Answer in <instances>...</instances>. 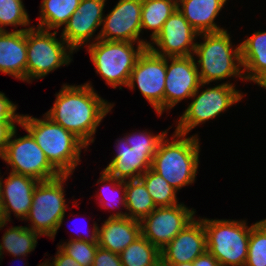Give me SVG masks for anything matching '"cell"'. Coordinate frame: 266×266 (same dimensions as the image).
I'll return each mask as SVG.
<instances>
[{
	"mask_svg": "<svg viewBox=\"0 0 266 266\" xmlns=\"http://www.w3.org/2000/svg\"><path fill=\"white\" fill-rule=\"evenodd\" d=\"M207 251L203 222L196 218L180 231L162 250V264L193 262Z\"/></svg>",
	"mask_w": 266,
	"mask_h": 266,
	"instance_id": "e0dca14e",
	"label": "cell"
},
{
	"mask_svg": "<svg viewBox=\"0 0 266 266\" xmlns=\"http://www.w3.org/2000/svg\"><path fill=\"white\" fill-rule=\"evenodd\" d=\"M55 96L53 106L45 115L89 146L95 140L97 127L114 104L101 98L90 82L84 85L63 84Z\"/></svg>",
	"mask_w": 266,
	"mask_h": 266,
	"instance_id": "6da1fadb",
	"label": "cell"
},
{
	"mask_svg": "<svg viewBox=\"0 0 266 266\" xmlns=\"http://www.w3.org/2000/svg\"><path fill=\"white\" fill-rule=\"evenodd\" d=\"M92 266H123L117 253L98 247Z\"/></svg>",
	"mask_w": 266,
	"mask_h": 266,
	"instance_id": "d590c367",
	"label": "cell"
},
{
	"mask_svg": "<svg viewBox=\"0 0 266 266\" xmlns=\"http://www.w3.org/2000/svg\"><path fill=\"white\" fill-rule=\"evenodd\" d=\"M157 266H166V265H164V264H162V263L160 262Z\"/></svg>",
	"mask_w": 266,
	"mask_h": 266,
	"instance_id": "bcb514c9",
	"label": "cell"
},
{
	"mask_svg": "<svg viewBox=\"0 0 266 266\" xmlns=\"http://www.w3.org/2000/svg\"><path fill=\"white\" fill-rule=\"evenodd\" d=\"M140 179L146 185L156 207H169L179 203L177 200L178 191L152 168L145 171Z\"/></svg>",
	"mask_w": 266,
	"mask_h": 266,
	"instance_id": "f1b7e54d",
	"label": "cell"
},
{
	"mask_svg": "<svg viewBox=\"0 0 266 266\" xmlns=\"http://www.w3.org/2000/svg\"><path fill=\"white\" fill-rule=\"evenodd\" d=\"M7 224L8 222H6L5 220V215L3 211V205H2V198L0 194V230L3 229V227H5Z\"/></svg>",
	"mask_w": 266,
	"mask_h": 266,
	"instance_id": "60d3db41",
	"label": "cell"
},
{
	"mask_svg": "<svg viewBox=\"0 0 266 266\" xmlns=\"http://www.w3.org/2000/svg\"><path fill=\"white\" fill-rule=\"evenodd\" d=\"M240 47L244 78L256 83L266 74V31L254 32Z\"/></svg>",
	"mask_w": 266,
	"mask_h": 266,
	"instance_id": "603a6c76",
	"label": "cell"
},
{
	"mask_svg": "<svg viewBox=\"0 0 266 266\" xmlns=\"http://www.w3.org/2000/svg\"><path fill=\"white\" fill-rule=\"evenodd\" d=\"M97 229V243L102 249L120 254L141 236L140 222L129 217H108Z\"/></svg>",
	"mask_w": 266,
	"mask_h": 266,
	"instance_id": "ffe728a7",
	"label": "cell"
},
{
	"mask_svg": "<svg viewBox=\"0 0 266 266\" xmlns=\"http://www.w3.org/2000/svg\"><path fill=\"white\" fill-rule=\"evenodd\" d=\"M142 0H119L103 17L102 28L92 42L98 39L119 42H137L148 47L149 42L140 39Z\"/></svg>",
	"mask_w": 266,
	"mask_h": 266,
	"instance_id": "4fadbf2b",
	"label": "cell"
},
{
	"mask_svg": "<svg viewBox=\"0 0 266 266\" xmlns=\"http://www.w3.org/2000/svg\"><path fill=\"white\" fill-rule=\"evenodd\" d=\"M21 121H0V158L4 154L11 134Z\"/></svg>",
	"mask_w": 266,
	"mask_h": 266,
	"instance_id": "8d00e7d4",
	"label": "cell"
},
{
	"mask_svg": "<svg viewBox=\"0 0 266 266\" xmlns=\"http://www.w3.org/2000/svg\"><path fill=\"white\" fill-rule=\"evenodd\" d=\"M101 177L97 181L96 184L104 183L102 188L100 189V194L96 196V198H100L99 203H101L102 208H114L116 209L118 205L126 208V200H125V181H121L111 175H109L104 169L100 173ZM105 183H107L105 185ZM112 192V193H111ZM121 192V193H120ZM123 192V193H122ZM115 196H114V194ZM120 196V197H119ZM118 197V198H116ZM115 198V199H113ZM112 201V202H111ZM118 201V202H117ZM118 203V205H116ZM115 204V205H114Z\"/></svg>",
	"mask_w": 266,
	"mask_h": 266,
	"instance_id": "f546056e",
	"label": "cell"
},
{
	"mask_svg": "<svg viewBox=\"0 0 266 266\" xmlns=\"http://www.w3.org/2000/svg\"><path fill=\"white\" fill-rule=\"evenodd\" d=\"M260 222L266 227V219H262Z\"/></svg>",
	"mask_w": 266,
	"mask_h": 266,
	"instance_id": "f6af8a7d",
	"label": "cell"
},
{
	"mask_svg": "<svg viewBox=\"0 0 266 266\" xmlns=\"http://www.w3.org/2000/svg\"><path fill=\"white\" fill-rule=\"evenodd\" d=\"M70 175L39 181L33 192L32 205L25 221H30L28 228L40 236L54 239L61 227L68 208L65 199L64 182Z\"/></svg>",
	"mask_w": 266,
	"mask_h": 266,
	"instance_id": "52a82bcc",
	"label": "cell"
},
{
	"mask_svg": "<svg viewBox=\"0 0 266 266\" xmlns=\"http://www.w3.org/2000/svg\"><path fill=\"white\" fill-rule=\"evenodd\" d=\"M245 266H266V227L260 221L251 225Z\"/></svg>",
	"mask_w": 266,
	"mask_h": 266,
	"instance_id": "4dcf8cb0",
	"label": "cell"
},
{
	"mask_svg": "<svg viewBox=\"0 0 266 266\" xmlns=\"http://www.w3.org/2000/svg\"><path fill=\"white\" fill-rule=\"evenodd\" d=\"M81 0H43L37 28L56 31L77 11Z\"/></svg>",
	"mask_w": 266,
	"mask_h": 266,
	"instance_id": "d4e9b609",
	"label": "cell"
},
{
	"mask_svg": "<svg viewBox=\"0 0 266 266\" xmlns=\"http://www.w3.org/2000/svg\"><path fill=\"white\" fill-rule=\"evenodd\" d=\"M160 134L154 135L151 132L142 131L138 133L126 134L124 137L128 145L137 152H149L153 157L156 154L160 141L166 136L167 130Z\"/></svg>",
	"mask_w": 266,
	"mask_h": 266,
	"instance_id": "836d02e7",
	"label": "cell"
},
{
	"mask_svg": "<svg viewBox=\"0 0 266 266\" xmlns=\"http://www.w3.org/2000/svg\"><path fill=\"white\" fill-rule=\"evenodd\" d=\"M165 80L166 57L146 47L138 57L126 87L134 90L137 85L143 97L161 116L164 112Z\"/></svg>",
	"mask_w": 266,
	"mask_h": 266,
	"instance_id": "8fae6325",
	"label": "cell"
},
{
	"mask_svg": "<svg viewBox=\"0 0 266 266\" xmlns=\"http://www.w3.org/2000/svg\"><path fill=\"white\" fill-rule=\"evenodd\" d=\"M117 153L104 170L121 180L138 179L152 167L153 156L149 152H137L131 149L125 138L116 143Z\"/></svg>",
	"mask_w": 266,
	"mask_h": 266,
	"instance_id": "44dd1931",
	"label": "cell"
},
{
	"mask_svg": "<svg viewBox=\"0 0 266 266\" xmlns=\"http://www.w3.org/2000/svg\"><path fill=\"white\" fill-rule=\"evenodd\" d=\"M228 0H177V8L188 23L200 34L219 32L214 20Z\"/></svg>",
	"mask_w": 266,
	"mask_h": 266,
	"instance_id": "7402d4cb",
	"label": "cell"
},
{
	"mask_svg": "<svg viewBox=\"0 0 266 266\" xmlns=\"http://www.w3.org/2000/svg\"><path fill=\"white\" fill-rule=\"evenodd\" d=\"M26 132L27 135L18 138L17 129H14L1 159L10 165L11 172L27 175L38 181L59 177L61 174L47 160L30 132L27 130Z\"/></svg>",
	"mask_w": 266,
	"mask_h": 266,
	"instance_id": "30bf717a",
	"label": "cell"
},
{
	"mask_svg": "<svg viewBox=\"0 0 266 266\" xmlns=\"http://www.w3.org/2000/svg\"><path fill=\"white\" fill-rule=\"evenodd\" d=\"M166 266H194L193 262L180 263V264H164Z\"/></svg>",
	"mask_w": 266,
	"mask_h": 266,
	"instance_id": "7bdbcfd3",
	"label": "cell"
},
{
	"mask_svg": "<svg viewBox=\"0 0 266 266\" xmlns=\"http://www.w3.org/2000/svg\"><path fill=\"white\" fill-rule=\"evenodd\" d=\"M174 132L171 142L166 136L160 141L152 160V169L179 191L195 182L199 165L198 135Z\"/></svg>",
	"mask_w": 266,
	"mask_h": 266,
	"instance_id": "3957f363",
	"label": "cell"
},
{
	"mask_svg": "<svg viewBox=\"0 0 266 266\" xmlns=\"http://www.w3.org/2000/svg\"><path fill=\"white\" fill-rule=\"evenodd\" d=\"M0 32V72L26 82L27 30Z\"/></svg>",
	"mask_w": 266,
	"mask_h": 266,
	"instance_id": "d6986e66",
	"label": "cell"
},
{
	"mask_svg": "<svg viewBox=\"0 0 266 266\" xmlns=\"http://www.w3.org/2000/svg\"><path fill=\"white\" fill-rule=\"evenodd\" d=\"M176 9L177 0H142L141 30H152V41Z\"/></svg>",
	"mask_w": 266,
	"mask_h": 266,
	"instance_id": "4316f807",
	"label": "cell"
},
{
	"mask_svg": "<svg viewBox=\"0 0 266 266\" xmlns=\"http://www.w3.org/2000/svg\"><path fill=\"white\" fill-rule=\"evenodd\" d=\"M17 108V105L0 91V121H21V114L16 113Z\"/></svg>",
	"mask_w": 266,
	"mask_h": 266,
	"instance_id": "e575fe53",
	"label": "cell"
},
{
	"mask_svg": "<svg viewBox=\"0 0 266 266\" xmlns=\"http://www.w3.org/2000/svg\"><path fill=\"white\" fill-rule=\"evenodd\" d=\"M97 229H98V224H96V222L93 224V230L91 236L88 238V236L85 238L83 237V235L81 236H76V238H72L71 240H84L86 242H90V243H97Z\"/></svg>",
	"mask_w": 266,
	"mask_h": 266,
	"instance_id": "ab89813d",
	"label": "cell"
},
{
	"mask_svg": "<svg viewBox=\"0 0 266 266\" xmlns=\"http://www.w3.org/2000/svg\"><path fill=\"white\" fill-rule=\"evenodd\" d=\"M255 84L266 89V74H264Z\"/></svg>",
	"mask_w": 266,
	"mask_h": 266,
	"instance_id": "b9f144b4",
	"label": "cell"
},
{
	"mask_svg": "<svg viewBox=\"0 0 266 266\" xmlns=\"http://www.w3.org/2000/svg\"><path fill=\"white\" fill-rule=\"evenodd\" d=\"M49 261H51V260L47 259L46 261L42 262V264L40 263L38 266H52Z\"/></svg>",
	"mask_w": 266,
	"mask_h": 266,
	"instance_id": "ee69618b",
	"label": "cell"
},
{
	"mask_svg": "<svg viewBox=\"0 0 266 266\" xmlns=\"http://www.w3.org/2000/svg\"><path fill=\"white\" fill-rule=\"evenodd\" d=\"M43 119L21 114L20 126L29 131L47 160L61 175H73L80 163L81 150L88 146L45 114Z\"/></svg>",
	"mask_w": 266,
	"mask_h": 266,
	"instance_id": "7a4b0ae2",
	"label": "cell"
},
{
	"mask_svg": "<svg viewBox=\"0 0 266 266\" xmlns=\"http://www.w3.org/2000/svg\"><path fill=\"white\" fill-rule=\"evenodd\" d=\"M198 35L177 8L164 22L152 43L149 41L148 48L163 57L192 56Z\"/></svg>",
	"mask_w": 266,
	"mask_h": 266,
	"instance_id": "5bb4252c",
	"label": "cell"
},
{
	"mask_svg": "<svg viewBox=\"0 0 266 266\" xmlns=\"http://www.w3.org/2000/svg\"><path fill=\"white\" fill-rule=\"evenodd\" d=\"M125 200L126 208L124 209L129 212L120 211L109 217L127 216L140 221L157 208L146 185L140 178L125 181Z\"/></svg>",
	"mask_w": 266,
	"mask_h": 266,
	"instance_id": "cb8c5ba5",
	"label": "cell"
},
{
	"mask_svg": "<svg viewBox=\"0 0 266 266\" xmlns=\"http://www.w3.org/2000/svg\"><path fill=\"white\" fill-rule=\"evenodd\" d=\"M119 256L123 266H157L161 262L160 250L142 235Z\"/></svg>",
	"mask_w": 266,
	"mask_h": 266,
	"instance_id": "83f0119b",
	"label": "cell"
},
{
	"mask_svg": "<svg viewBox=\"0 0 266 266\" xmlns=\"http://www.w3.org/2000/svg\"><path fill=\"white\" fill-rule=\"evenodd\" d=\"M57 33L56 30L52 33L35 26L27 30V83L42 79L59 67L71 63L74 50L62 37L58 40Z\"/></svg>",
	"mask_w": 266,
	"mask_h": 266,
	"instance_id": "ba28073f",
	"label": "cell"
},
{
	"mask_svg": "<svg viewBox=\"0 0 266 266\" xmlns=\"http://www.w3.org/2000/svg\"><path fill=\"white\" fill-rule=\"evenodd\" d=\"M135 43L98 39L86 46L96 73L114 89L127 86L137 59L146 48L141 43L134 47Z\"/></svg>",
	"mask_w": 266,
	"mask_h": 266,
	"instance_id": "8992f818",
	"label": "cell"
},
{
	"mask_svg": "<svg viewBox=\"0 0 266 266\" xmlns=\"http://www.w3.org/2000/svg\"><path fill=\"white\" fill-rule=\"evenodd\" d=\"M204 85L207 83H201L191 96L193 101L179 116L175 132L187 135L196 126L216 118L243 98V93L235 89V85L230 82L221 83L215 87H207L202 92L199 91L201 87H205Z\"/></svg>",
	"mask_w": 266,
	"mask_h": 266,
	"instance_id": "9c48e42d",
	"label": "cell"
},
{
	"mask_svg": "<svg viewBox=\"0 0 266 266\" xmlns=\"http://www.w3.org/2000/svg\"><path fill=\"white\" fill-rule=\"evenodd\" d=\"M98 243H90L84 240H69L61 242L58 248L67 256L72 257L81 266H92Z\"/></svg>",
	"mask_w": 266,
	"mask_h": 266,
	"instance_id": "d6a6232c",
	"label": "cell"
},
{
	"mask_svg": "<svg viewBox=\"0 0 266 266\" xmlns=\"http://www.w3.org/2000/svg\"><path fill=\"white\" fill-rule=\"evenodd\" d=\"M1 176V175H0ZM0 177V194L6 222L11 221V212L20 220H25L32 205L33 192L38 180L22 174L10 172L5 178Z\"/></svg>",
	"mask_w": 266,
	"mask_h": 266,
	"instance_id": "ac0fdd59",
	"label": "cell"
},
{
	"mask_svg": "<svg viewBox=\"0 0 266 266\" xmlns=\"http://www.w3.org/2000/svg\"><path fill=\"white\" fill-rule=\"evenodd\" d=\"M107 0H81L65 24L61 36L76 52L83 45H89L98 27L102 26L104 6ZM88 43V44H87Z\"/></svg>",
	"mask_w": 266,
	"mask_h": 266,
	"instance_id": "2e32d148",
	"label": "cell"
},
{
	"mask_svg": "<svg viewBox=\"0 0 266 266\" xmlns=\"http://www.w3.org/2000/svg\"><path fill=\"white\" fill-rule=\"evenodd\" d=\"M203 42H196L193 56L201 83L224 80L229 77L245 81L240 44L234 49L227 29L219 32L200 33ZM199 43V44H198ZM200 68V69H199Z\"/></svg>",
	"mask_w": 266,
	"mask_h": 266,
	"instance_id": "277c9868",
	"label": "cell"
},
{
	"mask_svg": "<svg viewBox=\"0 0 266 266\" xmlns=\"http://www.w3.org/2000/svg\"><path fill=\"white\" fill-rule=\"evenodd\" d=\"M199 219L204 225L207 251L220 266H245L251 231L246 220Z\"/></svg>",
	"mask_w": 266,
	"mask_h": 266,
	"instance_id": "5b68a950",
	"label": "cell"
},
{
	"mask_svg": "<svg viewBox=\"0 0 266 266\" xmlns=\"http://www.w3.org/2000/svg\"><path fill=\"white\" fill-rule=\"evenodd\" d=\"M57 249V254H55L53 261L50 262L52 266H81L72 257L64 254L59 248Z\"/></svg>",
	"mask_w": 266,
	"mask_h": 266,
	"instance_id": "74e56055",
	"label": "cell"
},
{
	"mask_svg": "<svg viewBox=\"0 0 266 266\" xmlns=\"http://www.w3.org/2000/svg\"><path fill=\"white\" fill-rule=\"evenodd\" d=\"M22 0H0V30L6 26H30L29 15ZM4 27V28H3Z\"/></svg>",
	"mask_w": 266,
	"mask_h": 266,
	"instance_id": "1f68e13d",
	"label": "cell"
},
{
	"mask_svg": "<svg viewBox=\"0 0 266 266\" xmlns=\"http://www.w3.org/2000/svg\"><path fill=\"white\" fill-rule=\"evenodd\" d=\"M194 266H220L218 260L208 251L197 257L193 261Z\"/></svg>",
	"mask_w": 266,
	"mask_h": 266,
	"instance_id": "f35d334b",
	"label": "cell"
},
{
	"mask_svg": "<svg viewBox=\"0 0 266 266\" xmlns=\"http://www.w3.org/2000/svg\"><path fill=\"white\" fill-rule=\"evenodd\" d=\"M40 235L26 226H14L6 230L0 242L1 257L4 251L8 252L14 258L25 257L34 251L37 246V239Z\"/></svg>",
	"mask_w": 266,
	"mask_h": 266,
	"instance_id": "484cf974",
	"label": "cell"
},
{
	"mask_svg": "<svg viewBox=\"0 0 266 266\" xmlns=\"http://www.w3.org/2000/svg\"><path fill=\"white\" fill-rule=\"evenodd\" d=\"M200 84L193 55L166 57L164 111L172 109L183 99H190Z\"/></svg>",
	"mask_w": 266,
	"mask_h": 266,
	"instance_id": "9a60e30c",
	"label": "cell"
},
{
	"mask_svg": "<svg viewBox=\"0 0 266 266\" xmlns=\"http://www.w3.org/2000/svg\"><path fill=\"white\" fill-rule=\"evenodd\" d=\"M195 209L184 203L169 207H157L140 222L141 235L151 244L162 250L195 217Z\"/></svg>",
	"mask_w": 266,
	"mask_h": 266,
	"instance_id": "7c38bea8",
	"label": "cell"
}]
</instances>
